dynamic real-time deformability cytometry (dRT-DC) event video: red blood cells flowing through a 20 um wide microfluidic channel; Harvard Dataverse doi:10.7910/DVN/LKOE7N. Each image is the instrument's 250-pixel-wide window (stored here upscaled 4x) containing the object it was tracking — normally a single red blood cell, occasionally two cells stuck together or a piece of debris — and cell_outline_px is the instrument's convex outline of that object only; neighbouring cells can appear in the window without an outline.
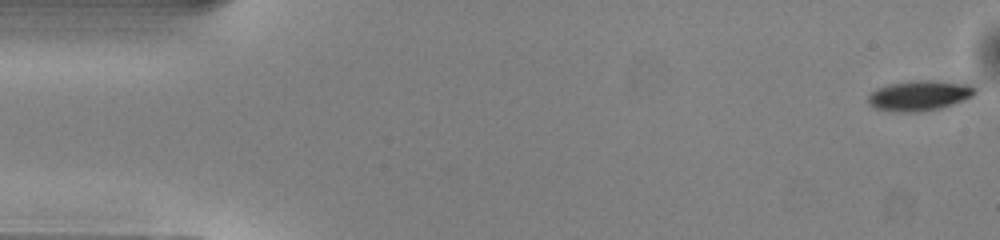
{"species": "common noctule bat (a hibernating species)", "species_latin": "Nyctalus noctula", "temperature_condition": "warm", "stored_images_in_passage": 51, "camera_frame_rate_fps": 3000, "um_per_image_px": 0.085, "animal": {"sex": "male", "body_mass_g": 13.0, "forearm_length_mm": 53.1}, "frame": {"image": 1, "passage_image": 1, "time_ms": 0.0, "image_size_px": [1000, 240], "cell_outline_px": [[976, 92], [972, 96], [964, 100], [940, 108], [916, 112], [900, 112], [876, 108], [868, 100], [868, 96], [876, 88], [888, 84], [924, 80], [928, 80], [968, 84], [976, 88]], "centroid_in_image_um": [78.16, 8.12], "position_along_channel_um": 6.8, "area_um2": 18.44}}
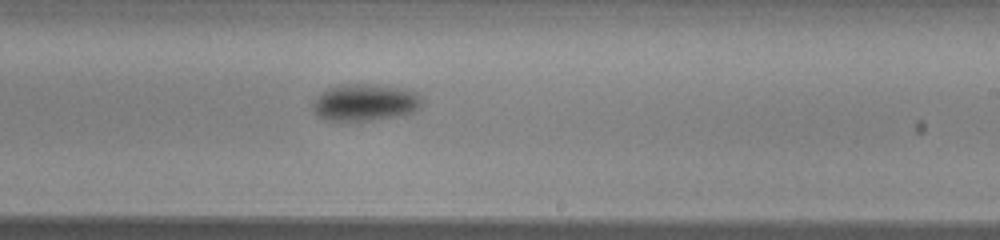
{"frame": {"image": 2, "passage_image": 30, "time_ms": 9.667, "image_size_px": [1000, 240], "cell_outline_px": [[420, 108], [412, 112], [396, 116], [372, 120], [328, 120], [320, 116], [312, 108], [312, 100], [320, 92], [336, 84], [384, 84], [416, 92], [420, 96]], "centroid_in_image_um": [30.99, 8.67], "position_along_channel_um": 258.0, "area_um2": 23.52}}
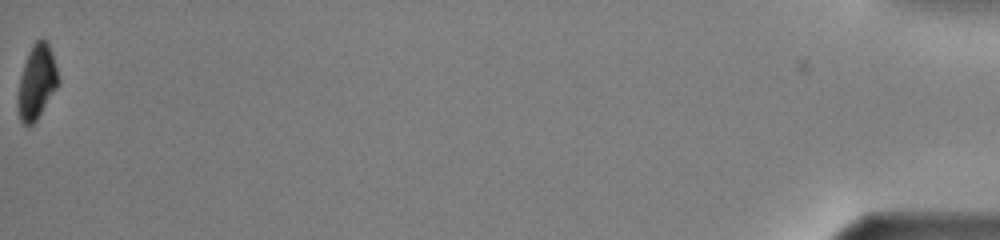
{"frame": {"image": 3, "passage_image": 51, "time_ms": 16.667, "image_size_px": [1000, 240], "cell_outline_px": [[60, 80], [56, 88], [36, 120], [28, 128], [20, 120], [20, 76], [28, 52], [32, 44], [36, 40], [44, 40], [48, 44]], "centroid_in_image_um": [3.14, 6.95], "position_along_channel_um": 432.1, "area_um2": 16.59}, "authors_computed_cell_mechanics": {"area_um2": 20.3456, "velocity_mm_per_s": 4.0459, "shape_relaxation_time_tau1_ms": 1.8124, "shape_relaxation_time_tau2_ms": null, "deformation_change_tau1": 0.0942, "deformation_change_tau2": null}}